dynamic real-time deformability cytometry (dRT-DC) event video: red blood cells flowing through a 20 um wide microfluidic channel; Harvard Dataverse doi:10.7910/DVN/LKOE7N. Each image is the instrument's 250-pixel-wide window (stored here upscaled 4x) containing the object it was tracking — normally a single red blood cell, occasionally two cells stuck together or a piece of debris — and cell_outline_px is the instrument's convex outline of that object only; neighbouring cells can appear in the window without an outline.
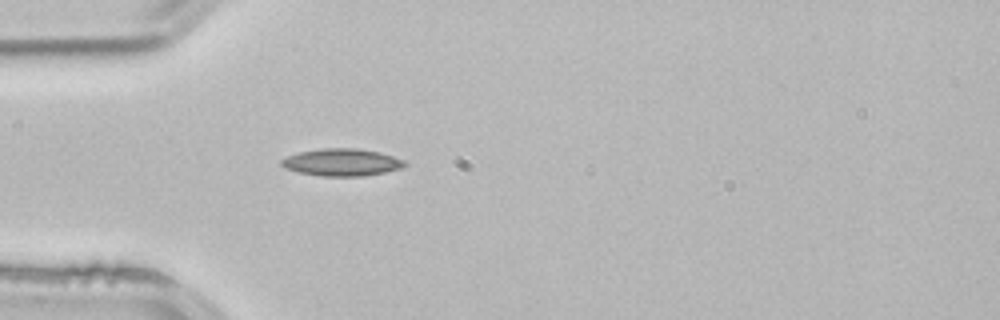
{"species": "common noctule bat (a hibernating species)", "species_latin": "Nyctalus noctula", "temperature_condition": "room temperature", "stored_images_in_passage": 1, "camera_frame_rate_fps": 3000, "um_per_image_px": 0.085, "animal": {"sex": "male", "body_mass_g": 21.5, "forearm_length_mm": 52.0}, "frame": {"image": 1, "passage_image": 1, "time_ms": 0.0, "image_size_px": [1000, 320], "cell_outline_px": [[408, 164], [400, 168], [384, 172], [364, 176], [320, 176], [296, 172], [284, 168], [280, 164], [280, 160], [288, 156], [300, 152], [324, 148], [356, 148], [380, 152], [404, 160]], "centroid_in_image_um": [29.03, 13.8], "position_along_channel_um": 56.0, "area_um2": 19.59}}